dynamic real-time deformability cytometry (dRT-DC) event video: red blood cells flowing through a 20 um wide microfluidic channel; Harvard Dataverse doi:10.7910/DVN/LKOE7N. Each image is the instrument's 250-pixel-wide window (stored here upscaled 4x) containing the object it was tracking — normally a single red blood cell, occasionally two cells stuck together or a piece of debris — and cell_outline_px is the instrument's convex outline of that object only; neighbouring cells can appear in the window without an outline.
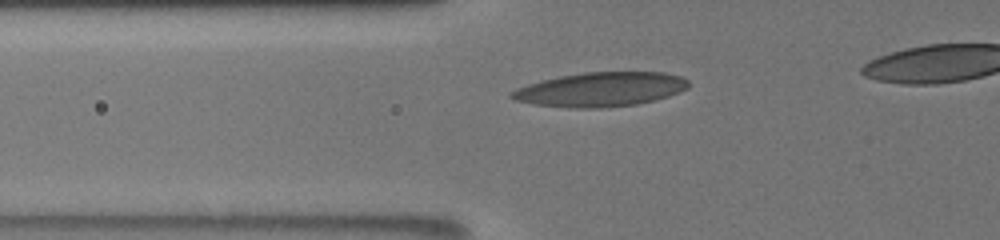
{"species": "human", "species_latin": "Homo sapiens", "temperature_condition": "room temperature", "stored_images_in_passage": 45, "camera_frame_rate_fps": 3000, "um_per_image_px": 0.085, "donor": {"sex": "male"}, "frame": {"image": 1, "passage_image": 15, "time_ms": 4.667, "image_size_px": [1000, 240], "cell_outline_px": [[688, 88], [668, 96], [636, 104], [600, 108], [572, 108], [536, 104], [516, 100], [508, 96], [516, 88], [528, 84], [560, 76], [584, 72], [664, 72], [680, 76], [688, 80]], "centroid_in_image_um": [51.06, 7.59], "position_along_channel_um": 74.7, "area_um2": 35.03}}
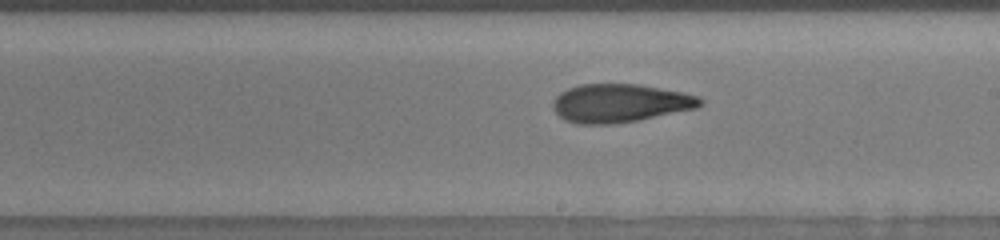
{"frame": {"image": 2, "passage_image": 28, "time_ms": 9.0, "image_size_px": [1000, 240], "cell_outline_px": [[704, 104], [696, 108], [616, 124], [576, 124], [564, 120], [552, 108], [552, 100], [560, 92], [568, 88], [580, 84], [640, 84], [684, 92], [700, 96], [704, 100]], "centroid_in_image_um": [52.69, 8.76], "position_along_channel_um": 236.3, "area_um2": 33.18}}
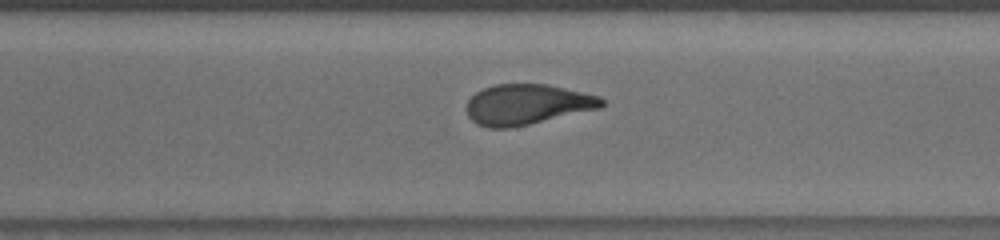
{"frame": {"image": 3, "passage_image": 35, "time_ms": 11.333, "image_size_px": [1000, 240], "cell_outline_px": [[604, 104], [600, 108], [512, 128], [488, 128], [476, 124], [468, 116], [468, 100], [476, 92], [492, 84], [548, 84], [600, 96], [604, 100]], "centroid_in_image_um": [44.8, 8.88], "position_along_channel_um": 325.8, "area_um2": 31.79}}